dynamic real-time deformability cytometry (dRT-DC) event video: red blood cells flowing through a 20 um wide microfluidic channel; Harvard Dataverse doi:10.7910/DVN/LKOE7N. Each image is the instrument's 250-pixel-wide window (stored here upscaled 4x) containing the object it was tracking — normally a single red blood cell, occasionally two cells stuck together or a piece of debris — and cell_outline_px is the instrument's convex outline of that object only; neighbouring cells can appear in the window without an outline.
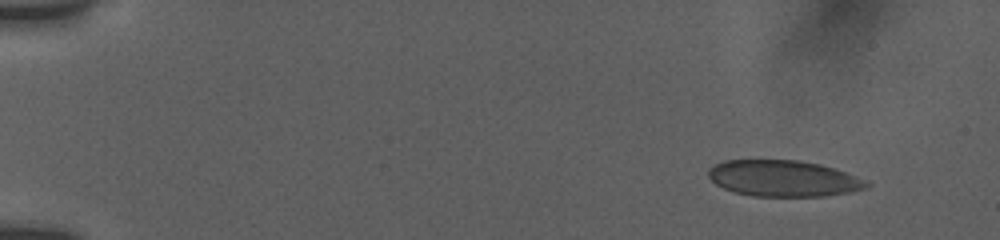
{"species": "human", "species_latin": "Homo sapiens", "temperature_condition": "room temperature", "stored_images_in_passage": 16, "camera_frame_rate_fps": 3000, "um_per_image_px": 0.085, "donor": {"sex": "female"}, "frame": {"image": 1, "passage_image": 1, "time_ms": 0.0, "image_size_px": [1000, 240], "cell_outline_px": [[872, 184], [868, 188], [848, 192], [824, 196], [752, 196], [736, 192], [724, 188], [716, 184], [708, 176], [708, 168], [724, 160], [796, 160], [820, 164], [844, 172]], "centroid_in_image_um": [66.56, 15.16], "position_along_channel_um": 18.4, "area_um2": 33.06}}
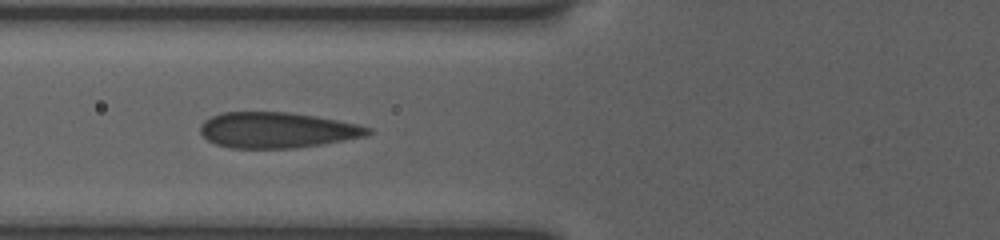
{"frame": {"image": 2, "passage_image": 10, "time_ms": 5.667, "image_size_px": [1000, 240], "cell_outline_px": [[372, 132], [368, 136], [296, 148], [232, 148], [216, 144], [208, 140], [200, 132], [200, 124], [204, 120], [212, 116], [224, 112], [288, 112], [316, 116], [356, 124], [372, 128]], "centroid_in_image_um": [23.55, 11.06], "position_along_channel_um": 102.3, "area_um2": 34.8}}
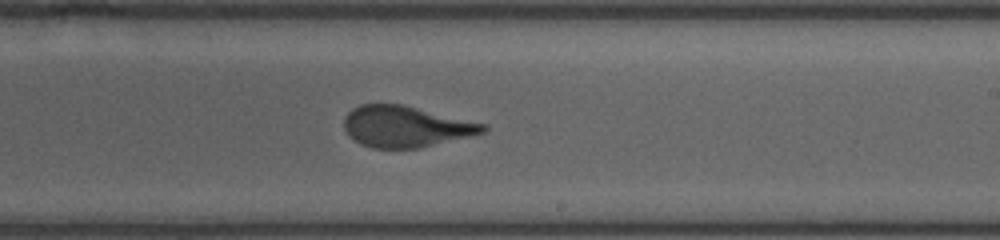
{"frame": {"image": 3, "passage_image": 16, "time_ms": 9.667, "image_size_px": [1000, 240], "cell_outline_px": [[488, 128], [484, 132], [468, 136], [416, 148], [372, 148], [360, 144], [344, 128], [344, 120], [348, 112], [352, 108], [360, 104], [404, 104], [488, 124]], "centroid_in_image_um": [34.5, 10.73], "position_along_channel_um": 254.5, "area_um2": 33.12}}